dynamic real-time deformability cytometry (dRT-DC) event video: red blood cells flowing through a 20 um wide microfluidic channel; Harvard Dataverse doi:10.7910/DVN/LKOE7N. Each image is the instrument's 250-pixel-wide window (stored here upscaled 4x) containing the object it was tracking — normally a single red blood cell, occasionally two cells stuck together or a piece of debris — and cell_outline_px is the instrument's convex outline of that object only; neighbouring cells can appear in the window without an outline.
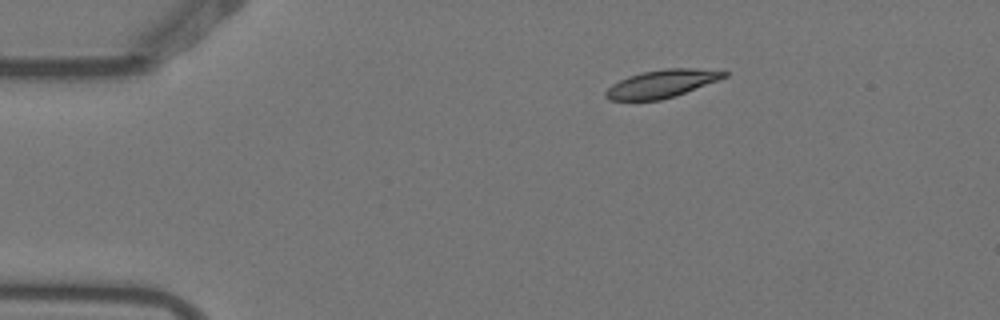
{"species": "Egyptian fruit bat (a non-hibernating species)", "species_latin": "Rousettus aegyptiacus", "temperature_condition": "warm", "stored_images_in_passage": 2, "camera_frame_rate_fps": 3000, "um_per_image_px": 0.085, "animal": {"sex": "female"}, "frame": {"image": 1, "passage_image": 1, "time_ms": 0.0, "image_size_px": [1000, 320], "cell_outline_px": [[728, 76], [676, 96], [660, 100], [608, 100], [604, 96], [604, 92], [612, 84], [628, 76], [640, 72], [664, 68], [696, 68], [728, 72]], "centroid_in_image_um": [56.22, 7.11], "position_along_channel_um": 28.8, "area_um2": 19.25}}